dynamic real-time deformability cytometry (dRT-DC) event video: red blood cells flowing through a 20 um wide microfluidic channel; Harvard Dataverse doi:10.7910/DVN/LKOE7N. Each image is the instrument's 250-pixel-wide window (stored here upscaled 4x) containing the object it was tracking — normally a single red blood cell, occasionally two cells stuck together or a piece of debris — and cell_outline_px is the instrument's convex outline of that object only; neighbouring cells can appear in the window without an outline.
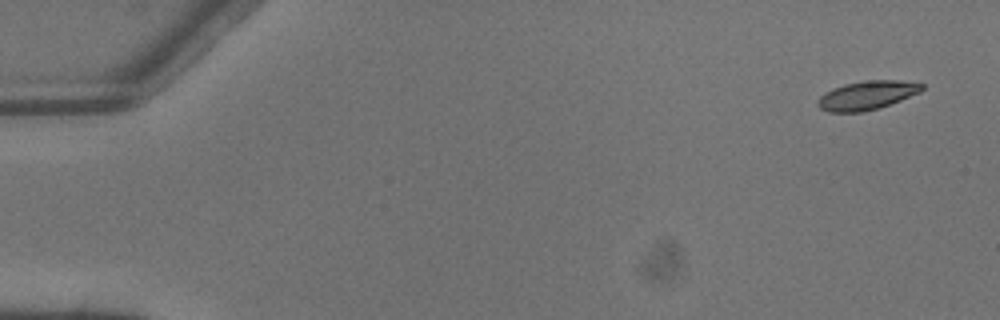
{"species": "common noctule bat (a hibernating species)", "species_latin": "Nyctalus noctula", "temperature_condition": "warm", "stored_images_in_passage": 5, "camera_frame_rate_fps": 3000, "um_per_image_px": 0.085, "animal": {"sex": "male", "body_mass_g": 13.3}, "frame": {"image": 1, "passage_image": 1, "time_ms": 0.0, "image_size_px": [1000, 320], "cell_outline_px": [[924, 88], [920, 92], [880, 108], [864, 112], [828, 112], [820, 108], [816, 104], [816, 100], [820, 96], [832, 88], [844, 84], [864, 80], [900, 80], [924, 84]], "centroid_in_image_um": [73.67, 8.1], "position_along_channel_um": 11.3, "area_um2": 17.63}}
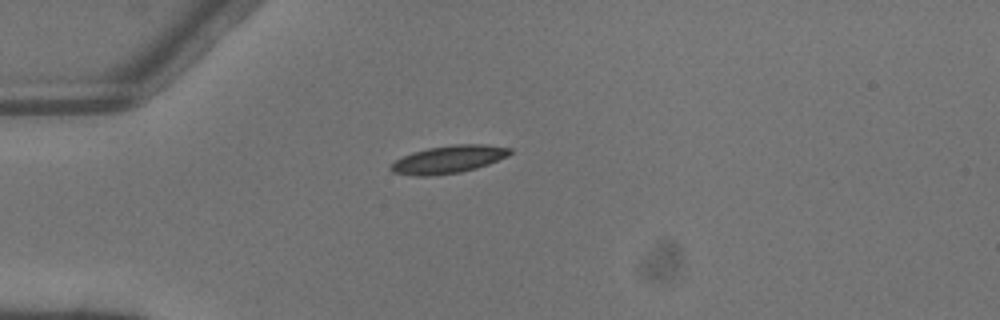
{"frame": {"image": 2, "passage_image": 4, "time_ms": 1.0, "image_size_px": [1000, 320], "cell_outline_px": [[512, 152], [508, 156], [488, 164], [476, 168], [460, 172], [428, 176], [416, 176], [392, 172], [388, 168], [396, 160], [412, 152], [428, 148], [456, 144], [488, 144], [512, 148]], "centroid_in_image_um": [38.14, 13.54], "position_along_channel_um": 46.9, "area_um2": 19.19}}